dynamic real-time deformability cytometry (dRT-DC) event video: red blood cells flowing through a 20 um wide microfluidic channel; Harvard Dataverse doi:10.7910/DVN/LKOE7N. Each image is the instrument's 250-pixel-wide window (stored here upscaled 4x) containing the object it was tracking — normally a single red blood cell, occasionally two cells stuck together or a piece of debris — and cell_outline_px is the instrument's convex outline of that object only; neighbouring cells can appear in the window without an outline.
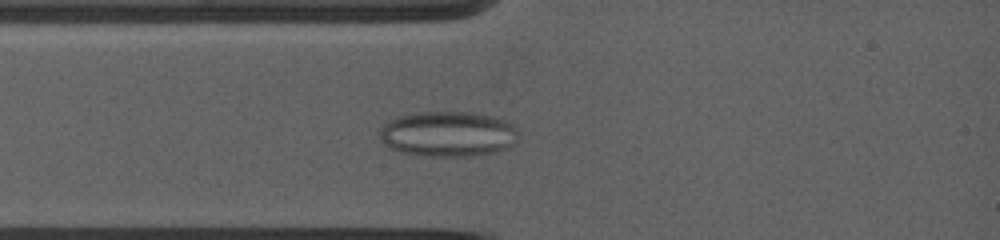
{"species": "common noctule bat (a hibernating species)", "species_latin": "Nyctalus noctula", "temperature_condition": "warm", "stored_images_in_passage": 41, "camera_frame_rate_fps": 5000, "um_per_image_px": 0.085, "animal": {"sex": "female", "body_mass_g": 19.0, "forearm_length_mm": 53.3}, "frame": {"image": 1, "passage_image": 7, "time_ms": 2.2, "image_size_px": [1000, 240], "cell_outline_px": [[516, 140], [504, 148], [492, 152], [468, 156], [424, 156], [404, 152], [388, 148], [380, 140], [380, 132], [392, 120], [404, 116], [424, 112], [468, 112], [484, 116], [508, 124], [516, 132]], "centroid_in_image_um": [38.0, 11.42], "position_along_channel_um": 47.0, "area_um2": 35.08}}
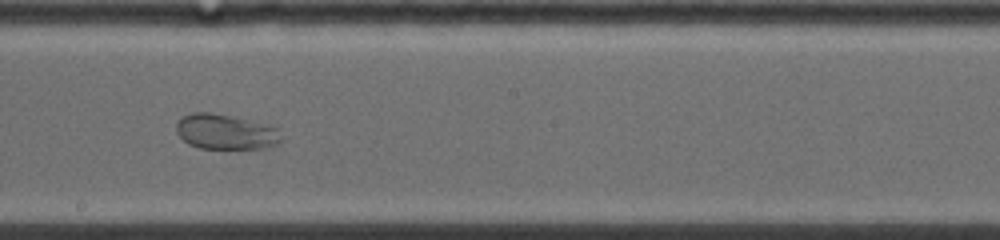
{"frame": {"image": 2, "passage_image": 19, "time_ms": 6.8, "image_size_px": [1000, 240], "cell_outline_px": [[280, 140], [276, 144], [264, 148], [200, 148], [188, 144], [176, 132], [176, 124], [184, 116], [196, 112], [208, 112], [228, 116], [276, 128]], "centroid_in_image_um": [19.09, 11.22], "position_along_channel_um": 229.1, "area_um2": 20.63}}
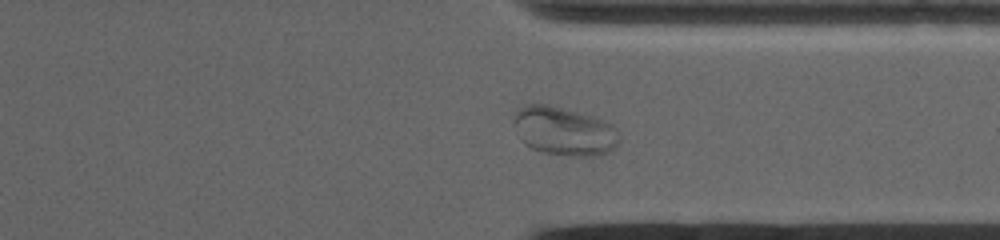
{"frame": {"image": 3, "passage_image": 29, "time_ms": 10.2, "image_size_px": [1000, 240], "cell_outline_px": [[620, 140], [608, 152], [592, 156], [576, 156], [544, 152], [532, 148], [528, 144], [516, 120], [516, 112], [520, 108], [528, 104], [544, 104], [572, 112], [608, 124], [620, 136]], "centroid_in_image_um": [47.99, 11.18], "position_along_channel_um": 363.4, "area_um2": 27.63}}